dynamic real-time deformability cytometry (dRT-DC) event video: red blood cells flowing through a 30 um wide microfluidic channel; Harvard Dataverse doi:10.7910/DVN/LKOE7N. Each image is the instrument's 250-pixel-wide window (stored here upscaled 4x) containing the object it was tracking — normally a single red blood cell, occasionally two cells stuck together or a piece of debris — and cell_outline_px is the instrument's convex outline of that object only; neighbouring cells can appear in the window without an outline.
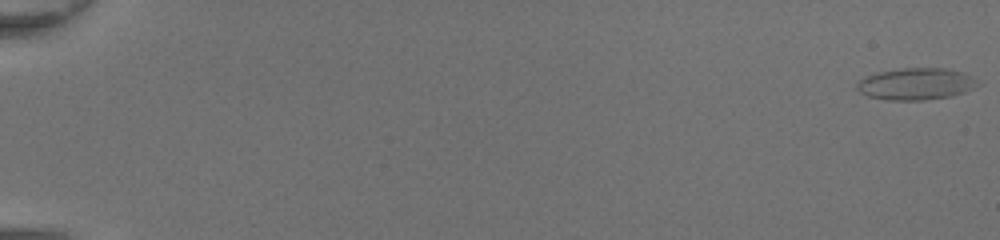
{"species": "common noctule bat (a hibernating species)", "species_latin": "Nyctalus noctula", "temperature_condition": "room temperature", "stored_images_in_passage": 50, "camera_frame_rate_fps": 3000, "um_per_image_px": 0.085, "animal": {"sex": "female", "body_mass_g": 20.0, "forearm_length_mm": 54.0}, "frame": {"image": 1, "passage_image": 1, "time_ms": 0.0, "image_size_px": [1000, 240], "cell_outline_px": [[980, 84], [976, 88], [952, 96], [924, 100], [888, 100], [868, 96], [860, 92], [856, 88], [856, 84], [860, 80], [868, 76], [880, 72], [900, 68], [944, 68], [960, 72], [972, 76]], "centroid_in_image_um": [77.88, 7.14], "position_along_channel_um": 7.1, "area_um2": 22.31}}
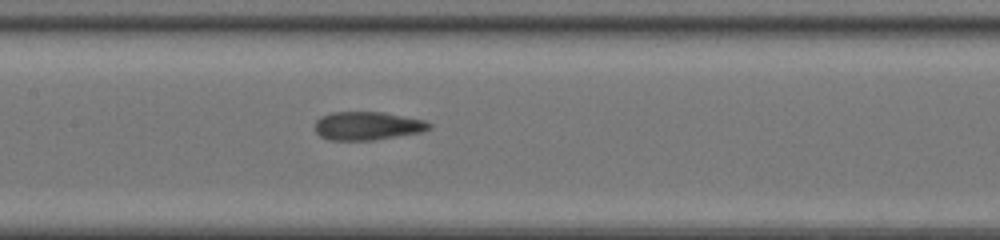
{"frame": {"image": 2, "passage_image": 27, "time_ms": 8.667, "image_size_px": [1000, 240], "cell_outline_px": [[432, 128], [424, 132], [372, 140], [328, 140], [320, 136], [316, 132], [316, 120], [320, 116], [332, 112], [384, 112], [424, 120], [432, 124]], "centroid_in_image_um": [31.25, 10.7], "position_along_channel_um": 176.1, "area_um2": 19.02}}
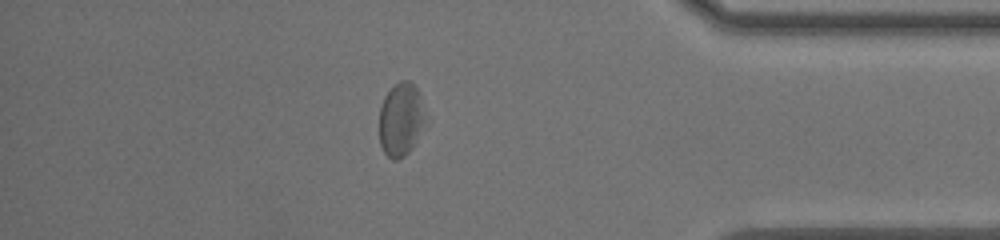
{"frame": {"image": 3, "passage_image": 44, "time_ms": 14.333, "image_size_px": [1000, 240], "cell_outline_px": [[432, 120], [412, 148], [404, 156], [396, 160], [392, 160], [384, 152], [380, 144], [380, 108], [384, 96], [400, 80], [408, 80], [416, 88]], "centroid_in_image_um": [34.18, 10.17], "position_along_channel_um": 401.0, "area_um2": 20.58}, "authors_computed_cell_mechanics": {"area_um2": 20.1722, "velocity_mm_per_s": 4.3959, "shape_relaxation_time_tau1_ms": null, "shape_relaxation_time_tau2_ms": 1.171, "deformation_change_tau1": null, "deformation_change_tau2": 0.0836}}